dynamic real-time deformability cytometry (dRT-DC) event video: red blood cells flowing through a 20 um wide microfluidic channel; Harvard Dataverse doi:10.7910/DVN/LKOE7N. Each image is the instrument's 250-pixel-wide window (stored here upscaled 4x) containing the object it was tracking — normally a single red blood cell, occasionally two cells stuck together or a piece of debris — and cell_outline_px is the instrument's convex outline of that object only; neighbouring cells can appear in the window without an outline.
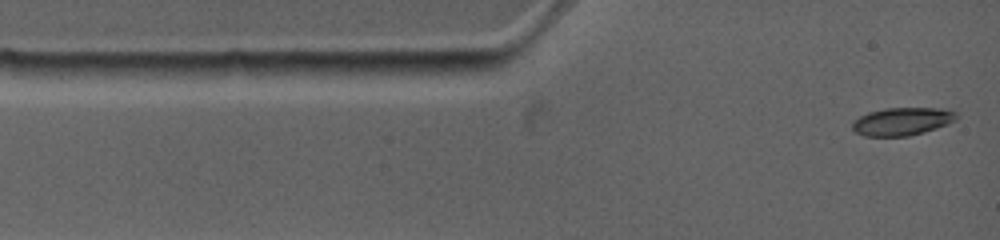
{"species": "common noctule bat (a hibernating species)", "species_latin": "Nyctalus noctula", "temperature_condition": "warm", "stored_images_in_passage": 2, "camera_frame_rate_fps": 4500, "um_per_image_px": 0.085, "animal": {"sex": "female", "body_mass_g": 19.0, "forearm_length_mm": 53.3}, "frame": {"image": 1, "passage_image": 2, "time_ms": 0.444, "image_size_px": [1000, 240], "cell_outline_px": [[952, 120], [944, 124], [908, 136], [868, 136], [856, 132], [852, 128], [852, 124], [860, 116], [872, 112], [892, 108], [932, 108], [952, 112]], "centroid_in_image_um": [76.55, 10.33], "position_along_channel_um": 8.5, "area_um2": 15.72}}